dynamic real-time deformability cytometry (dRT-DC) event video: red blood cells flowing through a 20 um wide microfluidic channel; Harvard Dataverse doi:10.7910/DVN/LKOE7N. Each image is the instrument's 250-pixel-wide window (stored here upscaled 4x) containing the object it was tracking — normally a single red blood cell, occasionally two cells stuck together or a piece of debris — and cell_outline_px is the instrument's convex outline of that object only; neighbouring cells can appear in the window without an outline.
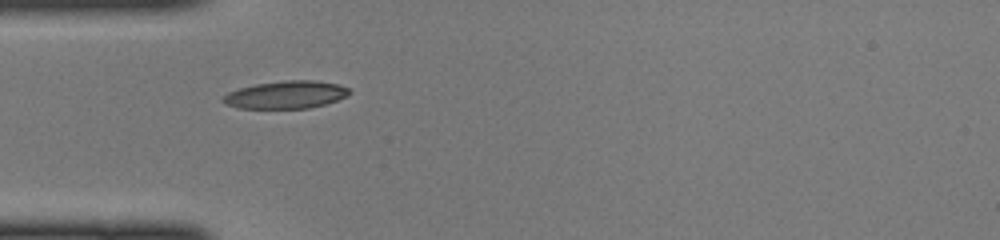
{"species": "common noctule bat (a hibernating species)", "species_latin": "Nyctalus noctula", "temperature_condition": "cold", "stored_images_in_passage": 5, "camera_frame_rate_fps": 3000, "um_per_image_px": 0.085, "animal": {"sex": "female", "body_mass_g": 22.0, "forearm_length_mm": 56.7}, "frame": {"image": 1, "passage_image": 1, "time_ms": 0.0, "image_size_px": [1000, 240], "cell_outline_px": [[352, 92], [348, 96], [324, 104], [308, 108], [240, 108], [224, 104], [220, 100], [228, 92], [240, 88], [256, 84], [284, 80], [316, 80], [336, 84], [348, 88]], "centroid_in_image_um": [24.3, 8.05], "position_along_channel_um": 60.7, "area_um2": 20.29}}